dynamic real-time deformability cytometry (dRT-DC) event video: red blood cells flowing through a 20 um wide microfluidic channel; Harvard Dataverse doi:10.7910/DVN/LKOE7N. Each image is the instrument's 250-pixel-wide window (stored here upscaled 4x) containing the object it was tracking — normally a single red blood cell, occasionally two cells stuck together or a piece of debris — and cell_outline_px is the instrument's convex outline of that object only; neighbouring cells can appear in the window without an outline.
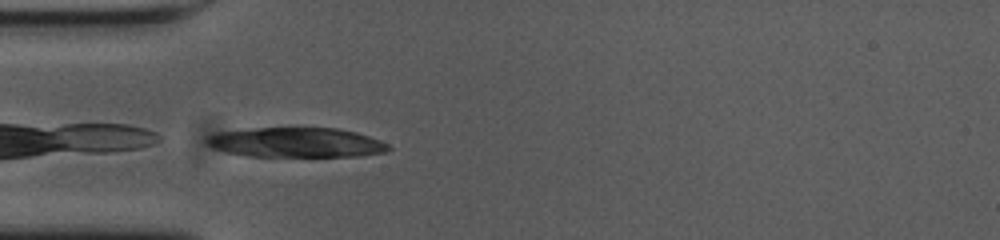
{"species": "common noctule bat (a hibernating species)", "species_latin": "Nyctalus noctula", "temperature_condition": "cold", "stored_images_in_passage": 26, "camera_frame_rate_fps": 3000, "um_per_image_px": 0.085, "animal": {"sex": "female", "body_mass_g": 23.0, "forearm_length_mm": 53.4}, "frame": {"image": 1, "passage_image": 1, "time_ms": 0.0, "image_size_px": [1000, 240], "cell_outline_px": [[392, 148], [388, 152], [360, 156], [248, 156], [228, 152], [212, 148], [204, 140], [208, 136], [220, 132], [256, 128], [340, 128], [356, 132], [380, 140], [388, 144]], "centroid_in_image_um": [25.23, 12.11], "position_along_channel_um": 59.8, "area_um2": 31.5}}
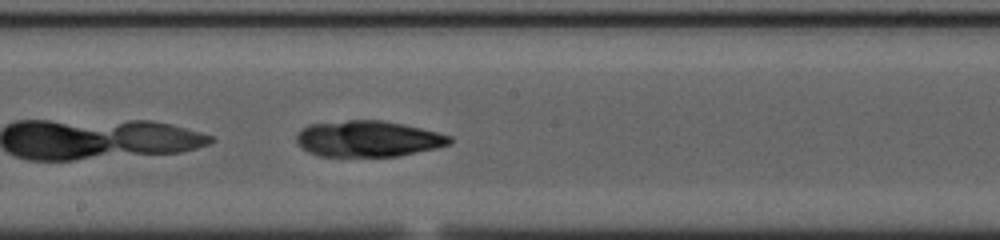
{"frame": {"image": 2, "passage_image": 14, "time_ms": 4.333, "image_size_px": [1000, 240], "cell_outline_px": [[452, 140], [448, 144], [436, 148], [396, 156], [320, 156], [308, 152], [296, 140], [296, 132], [300, 128], [308, 124], [348, 120], [384, 120], [404, 124], [452, 136]], "centroid_in_image_um": [31.25, 11.78], "position_along_channel_um": 217.0, "area_um2": 32.14}}
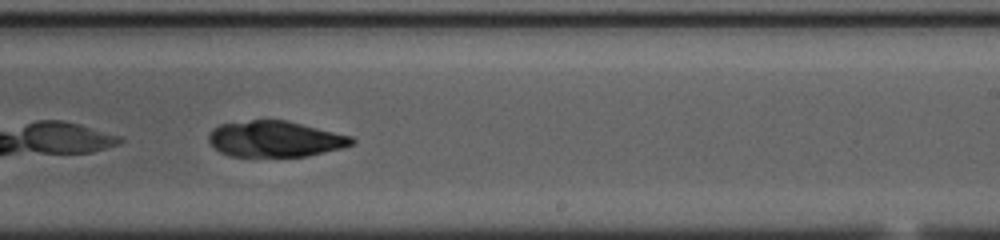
{"frame": {"image": 3, "passage_image": 18, "time_ms": 5.667, "image_size_px": [1000, 240], "cell_outline_px": [[356, 140], [352, 144], [340, 148], [308, 156], [228, 156], [220, 152], [208, 140], [208, 136], [212, 128], [220, 124], [252, 120], [288, 120], [352, 136]], "centroid_in_image_um": [23.38, 11.8], "position_along_channel_um": 265.6, "area_um2": 29.94}}